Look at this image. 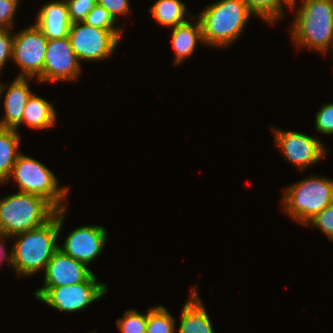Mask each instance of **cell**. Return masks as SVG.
Returning a JSON list of instances; mask_svg holds the SVG:
<instances>
[{
    "instance_id": "4dcf8cb0",
    "label": "cell",
    "mask_w": 333,
    "mask_h": 333,
    "mask_svg": "<svg viewBox=\"0 0 333 333\" xmlns=\"http://www.w3.org/2000/svg\"><path fill=\"white\" fill-rule=\"evenodd\" d=\"M9 239L5 235L0 234V263L5 261L10 264V251L7 252L5 244H3V240ZM2 240V241H1Z\"/></svg>"
},
{
    "instance_id": "83f0119b",
    "label": "cell",
    "mask_w": 333,
    "mask_h": 333,
    "mask_svg": "<svg viewBox=\"0 0 333 333\" xmlns=\"http://www.w3.org/2000/svg\"><path fill=\"white\" fill-rule=\"evenodd\" d=\"M20 0H0V29H12Z\"/></svg>"
},
{
    "instance_id": "8fae6325",
    "label": "cell",
    "mask_w": 333,
    "mask_h": 333,
    "mask_svg": "<svg viewBox=\"0 0 333 333\" xmlns=\"http://www.w3.org/2000/svg\"><path fill=\"white\" fill-rule=\"evenodd\" d=\"M80 73L81 62L71 47L69 37L48 40L43 71L36 81H72L77 79Z\"/></svg>"
},
{
    "instance_id": "7c38bea8",
    "label": "cell",
    "mask_w": 333,
    "mask_h": 333,
    "mask_svg": "<svg viewBox=\"0 0 333 333\" xmlns=\"http://www.w3.org/2000/svg\"><path fill=\"white\" fill-rule=\"evenodd\" d=\"M107 236V230L103 226H79L68 234L58 248L64 254L89 266L105 248Z\"/></svg>"
},
{
    "instance_id": "e0dca14e",
    "label": "cell",
    "mask_w": 333,
    "mask_h": 333,
    "mask_svg": "<svg viewBox=\"0 0 333 333\" xmlns=\"http://www.w3.org/2000/svg\"><path fill=\"white\" fill-rule=\"evenodd\" d=\"M171 30V44L175 52L174 65H178L192 56L198 42L205 45L198 17L194 24L189 20L171 28Z\"/></svg>"
},
{
    "instance_id": "5bb4252c",
    "label": "cell",
    "mask_w": 333,
    "mask_h": 333,
    "mask_svg": "<svg viewBox=\"0 0 333 333\" xmlns=\"http://www.w3.org/2000/svg\"><path fill=\"white\" fill-rule=\"evenodd\" d=\"M30 79L32 77L16 76L9 87L0 82V99L1 95H5L3 102L5 115L0 120V128L15 129L22 122L25 106L33 94L28 83Z\"/></svg>"
},
{
    "instance_id": "5b68a950",
    "label": "cell",
    "mask_w": 333,
    "mask_h": 333,
    "mask_svg": "<svg viewBox=\"0 0 333 333\" xmlns=\"http://www.w3.org/2000/svg\"><path fill=\"white\" fill-rule=\"evenodd\" d=\"M282 196V209L299 224L306 225L317 213L333 202V180L308 176L288 185Z\"/></svg>"
},
{
    "instance_id": "44dd1931",
    "label": "cell",
    "mask_w": 333,
    "mask_h": 333,
    "mask_svg": "<svg viewBox=\"0 0 333 333\" xmlns=\"http://www.w3.org/2000/svg\"><path fill=\"white\" fill-rule=\"evenodd\" d=\"M249 11L261 20L273 24L283 17L285 7L289 5L284 0H243Z\"/></svg>"
},
{
    "instance_id": "8992f818",
    "label": "cell",
    "mask_w": 333,
    "mask_h": 333,
    "mask_svg": "<svg viewBox=\"0 0 333 333\" xmlns=\"http://www.w3.org/2000/svg\"><path fill=\"white\" fill-rule=\"evenodd\" d=\"M10 178L17 183L18 192L42 196L57 210L67 208L65 199L69 187H60L54 173L38 160L20 153L11 170Z\"/></svg>"
},
{
    "instance_id": "7402d4cb",
    "label": "cell",
    "mask_w": 333,
    "mask_h": 333,
    "mask_svg": "<svg viewBox=\"0 0 333 333\" xmlns=\"http://www.w3.org/2000/svg\"><path fill=\"white\" fill-rule=\"evenodd\" d=\"M175 325L174 316L166 307L158 305L148 309L146 333H174Z\"/></svg>"
},
{
    "instance_id": "1f68e13d",
    "label": "cell",
    "mask_w": 333,
    "mask_h": 333,
    "mask_svg": "<svg viewBox=\"0 0 333 333\" xmlns=\"http://www.w3.org/2000/svg\"><path fill=\"white\" fill-rule=\"evenodd\" d=\"M288 5H289V9H291V11L294 10V8L296 9V3L298 4V0H284ZM297 1V2H296Z\"/></svg>"
},
{
    "instance_id": "ba28073f",
    "label": "cell",
    "mask_w": 333,
    "mask_h": 333,
    "mask_svg": "<svg viewBox=\"0 0 333 333\" xmlns=\"http://www.w3.org/2000/svg\"><path fill=\"white\" fill-rule=\"evenodd\" d=\"M124 30H105L86 24L71 23L69 41L80 62L105 60L112 56Z\"/></svg>"
},
{
    "instance_id": "277c9868",
    "label": "cell",
    "mask_w": 333,
    "mask_h": 333,
    "mask_svg": "<svg viewBox=\"0 0 333 333\" xmlns=\"http://www.w3.org/2000/svg\"><path fill=\"white\" fill-rule=\"evenodd\" d=\"M57 209L44 197L13 193L0 199V234L11 238L48 222Z\"/></svg>"
},
{
    "instance_id": "ffe728a7",
    "label": "cell",
    "mask_w": 333,
    "mask_h": 333,
    "mask_svg": "<svg viewBox=\"0 0 333 333\" xmlns=\"http://www.w3.org/2000/svg\"><path fill=\"white\" fill-rule=\"evenodd\" d=\"M186 4L182 0H156L149 13L162 26L174 28L188 19L190 13L186 10Z\"/></svg>"
},
{
    "instance_id": "484cf974",
    "label": "cell",
    "mask_w": 333,
    "mask_h": 333,
    "mask_svg": "<svg viewBox=\"0 0 333 333\" xmlns=\"http://www.w3.org/2000/svg\"><path fill=\"white\" fill-rule=\"evenodd\" d=\"M71 23L82 22L97 4V0H65Z\"/></svg>"
},
{
    "instance_id": "2e32d148",
    "label": "cell",
    "mask_w": 333,
    "mask_h": 333,
    "mask_svg": "<svg viewBox=\"0 0 333 333\" xmlns=\"http://www.w3.org/2000/svg\"><path fill=\"white\" fill-rule=\"evenodd\" d=\"M192 288L189 299L182 307L178 333H215L198 289L195 286Z\"/></svg>"
},
{
    "instance_id": "ac0fdd59",
    "label": "cell",
    "mask_w": 333,
    "mask_h": 333,
    "mask_svg": "<svg viewBox=\"0 0 333 333\" xmlns=\"http://www.w3.org/2000/svg\"><path fill=\"white\" fill-rule=\"evenodd\" d=\"M56 113L52 103L33 93L25 106L22 122L15 129L18 131L22 124L32 129H48L55 125Z\"/></svg>"
},
{
    "instance_id": "7a4b0ae2",
    "label": "cell",
    "mask_w": 333,
    "mask_h": 333,
    "mask_svg": "<svg viewBox=\"0 0 333 333\" xmlns=\"http://www.w3.org/2000/svg\"><path fill=\"white\" fill-rule=\"evenodd\" d=\"M301 6L290 27L297 49H313L322 54L333 49V0H300Z\"/></svg>"
},
{
    "instance_id": "d4e9b609",
    "label": "cell",
    "mask_w": 333,
    "mask_h": 333,
    "mask_svg": "<svg viewBox=\"0 0 333 333\" xmlns=\"http://www.w3.org/2000/svg\"><path fill=\"white\" fill-rule=\"evenodd\" d=\"M306 225L319 229L329 241H333V202L317 213Z\"/></svg>"
},
{
    "instance_id": "30bf717a",
    "label": "cell",
    "mask_w": 333,
    "mask_h": 333,
    "mask_svg": "<svg viewBox=\"0 0 333 333\" xmlns=\"http://www.w3.org/2000/svg\"><path fill=\"white\" fill-rule=\"evenodd\" d=\"M275 145L292 165L304 171L306 167L319 163L329 151L318 137L301 132L272 127Z\"/></svg>"
},
{
    "instance_id": "52a82bcc",
    "label": "cell",
    "mask_w": 333,
    "mask_h": 333,
    "mask_svg": "<svg viewBox=\"0 0 333 333\" xmlns=\"http://www.w3.org/2000/svg\"><path fill=\"white\" fill-rule=\"evenodd\" d=\"M105 283H100L93 273L85 282L78 284L41 287L34 291V296L40 302L47 304L59 312H78L91 303L101 300L108 292Z\"/></svg>"
},
{
    "instance_id": "6da1fadb",
    "label": "cell",
    "mask_w": 333,
    "mask_h": 333,
    "mask_svg": "<svg viewBox=\"0 0 333 333\" xmlns=\"http://www.w3.org/2000/svg\"><path fill=\"white\" fill-rule=\"evenodd\" d=\"M67 209H59L45 224L13 238L10 248V267L18 278L44 272L47 263L59 249L58 237L65 222Z\"/></svg>"
},
{
    "instance_id": "cb8c5ba5",
    "label": "cell",
    "mask_w": 333,
    "mask_h": 333,
    "mask_svg": "<svg viewBox=\"0 0 333 333\" xmlns=\"http://www.w3.org/2000/svg\"><path fill=\"white\" fill-rule=\"evenodd\" d=\"M86 24L105 30H124L123 27H119L111 14L105 10L101 5L96 4L90 13L83 21Z\"/></svg>"
},
{
    "instance_id": "f1b7e54d",
    "label": "cell",
    "mask_w": 333,
    "mask_h": 333,
    "mask_svg": "<svg viewBox=\"0 0 333 333\" xmlns=\"http://www.w3.org/2000/svg\"><path fill=\"white\" fill-rule=\"evenodd\" d=\"M12 29H0V73L5 63L12 59L14 33Z\"/></svg>"
},
{
    "instance_id": "9c48e42d",
    "label": "cell",
    "mask_w": 333,
    "mask_h": 333,
    "mask_svg": "<svg viewBox=\"0 0 333 333\" xmlns=\"http://www.w3.org/2000/svg\"><path fill=\"white\" fill-rule=\"evenodd\" d=\"M47 42L35 24L14 33L11 60L20 67L17 77L37 79L42 74Z\"/></svg>"
},
{
    "instance_id": "f546056e",
    "label": "cell",
    "mask_w": 333,
    "mask_h": 333,
    "mask_svg": "<svg viewBox=\"0 0 333 333\" xmlns=\"http://www.w3.org/2000/svg\"><path fill=\"white\" fill-rule=\"evenodd\" d=\"M97 4L107 10L115 21L119 15H127L131 10L129 0H97Z\"/></svg>"
},
{
    "instance_id": "4316f807",
    "label": "cell",
    "mask_w": 333,
    "mask_h": 333,
    "mask_svg": "<svg viewBox=\"0 0 333 333\" xmlns=\"http://www.w3.org/2000/svg\"><path fill=\"white\" fill-rule=\"evenodd\" d=\"M314 124L317 132L325 135L333 134V103L322 105L316 112Z\"/></svg>"
},
{
    "instance_id": "3957f363",
    "label": "cell",
    "mask_w": 333,
    "mask_h": 333,
    "mask_svg": "<svg viewBox=\"0 0 333 333\" xmlns=\"http://www.w3.org/2000/svg\"><path fill=\"white\" fill-rule=\"evenodd\" d=\"M251 16L243 0H219L206 6L198 15L204 44L227 48L242 35Z\"/></svg>"
},
{
    "instance_id": "d6986e66",
    "label": "cell",
    "mask_w": 333,
    "mask_h": 333,
    "mask_svg": "<svg viewBox=\"0 0 333 333\" xmlns=\"http://www.w3.org/2000/svg\"><path fill=\"white\" fill-rule=\"evenodd\" d=\"M20 134L16 129L0 128V184H6L20 152Z\"/></svg>"
},
{
    "instance_id": "4fadbf2b",
    "label": "cell",
    "mask_w": 333,
    "mask_h": 333,
    "mask_svg": "<svg viewBox=\"0 0 333 333\" xmlns=\"http://www.w3.org/2000/svg\"><path fill=\"white\" fill-rule=\"evenodd\" d=\"M43 287L67 286L85 282L93 272L89 266L58 249L44 270Z\"/></svg>"
},
{
    "instance_id": "9a60e30c",
    "label": "cell",
    "mask_w": 333,
    "mask_h": 333,
    "mask_svg": "<svg viewBox=\"0 0 333 333\" xmlns=\"http://www.w3.org/2000/svg\"><path fill=\"white\" fill-rule=\"evenodd\" d=\"M34 23L50 39L68 37L71 21L65 0H54L44 4Z\"/></svg>"
},
{
    "instance_id": "603a6c76",
    "label": "cell",
    "mask_w": 333,
    "mask_h": 333,
    "mask_svg": "<svg viewBox=\"0 0 333 333\" xmlns=\"http://www.w3.org/2000/svg\"><path fill=\"white\" fill-rule=\"evenodd\" d=\"M116 325L122 333H146L147 313L128 309L122 318L116 320Z\"/></svg>"
}]
</instances>
